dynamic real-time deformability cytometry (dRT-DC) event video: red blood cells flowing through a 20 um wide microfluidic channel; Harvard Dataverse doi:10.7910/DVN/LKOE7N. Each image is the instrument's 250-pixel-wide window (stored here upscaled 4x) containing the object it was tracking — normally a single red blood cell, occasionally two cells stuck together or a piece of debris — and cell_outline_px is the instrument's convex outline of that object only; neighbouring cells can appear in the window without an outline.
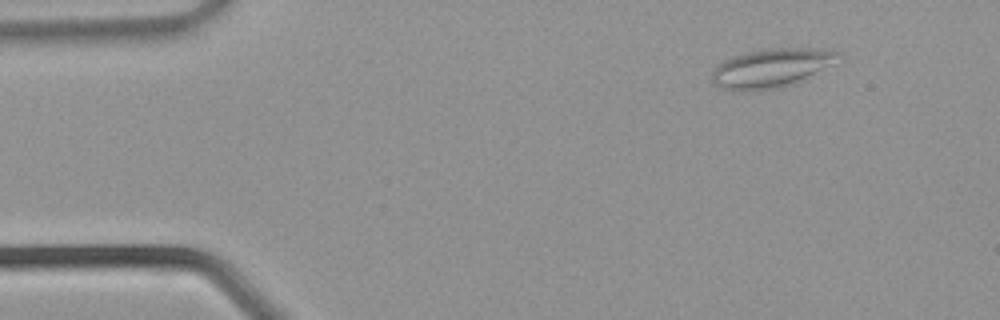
{"species": "common noctule bat (a hibernating species)", "species_latin": "Nyctalus noctula", "temperature_condition": "warm", "stored_images_in_passage": 35, "camera_frame_rate_fps": 3000, "um_per_image_px": 0.085, "animal": {"sex": "male", "body_mass_g": 21.5, "forearm_length_mm": 52.0}, "frame": {"image": 1, "passage_image": 4, "time_ms": 1.0, "image_size_px": [1000, 320], "cell_outline_px": [[844, 60], [836, 64], [780, 88], [724, 88], [716, 84], [712, 80], [712, 72], [720, 64], [744, 52], [768, 48], [824, 48], [840, 52]], "centroid_in_image_um": [65.73, 5.71], "position_along_channel_um": 19.3, "area_um2": 27.8}}
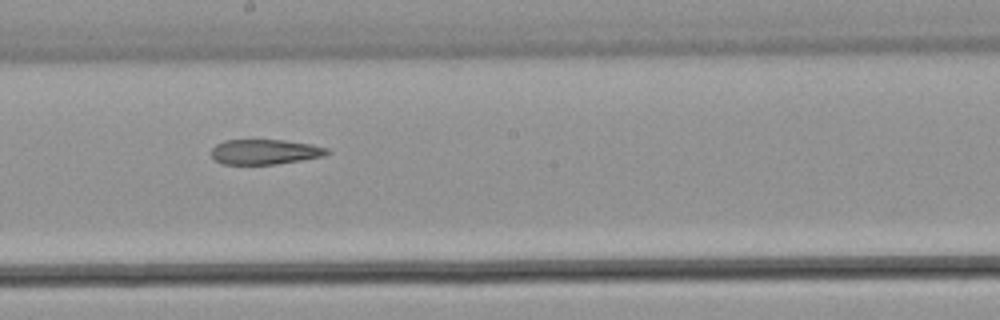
{"frame": {"image": 2, "passage_image": 19, "time_ms": 6.0, "image_size_px": [1000, 320], "cell_outline_px": [[332, 152], [324, 156], [276, 164], [220, 164], [212, 156], [212, 148], [216, 144], [224, 140], [284, 140], [312, 144], [328, 148]], "centroid_in_image_um": [22.54, 12.9], "position_along_channel_um": 225.7, "area_um2": 16.94}}
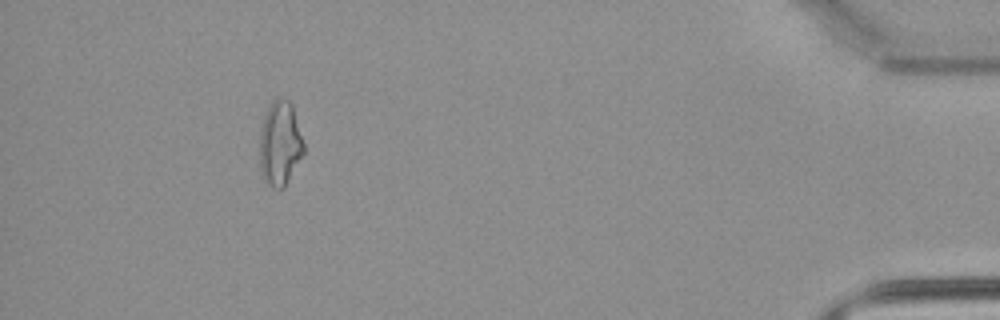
{"frame": {"image": 3, "passage_image": 32, "time_ms": 10.333, "image_size_px": [1000, 320], "cell_outline_px": [[304, 152], [284, 188], [272, 188], [264, 180], [260, 168], [260, 128], [264, 116], [272, 100], [276, 96], [288, 100], [292, 104], [304, 144]], "centroid_in_image_um": [23.79, 12.18], "position_along_channel_um": 411.4, "area_um2": 21.73}}